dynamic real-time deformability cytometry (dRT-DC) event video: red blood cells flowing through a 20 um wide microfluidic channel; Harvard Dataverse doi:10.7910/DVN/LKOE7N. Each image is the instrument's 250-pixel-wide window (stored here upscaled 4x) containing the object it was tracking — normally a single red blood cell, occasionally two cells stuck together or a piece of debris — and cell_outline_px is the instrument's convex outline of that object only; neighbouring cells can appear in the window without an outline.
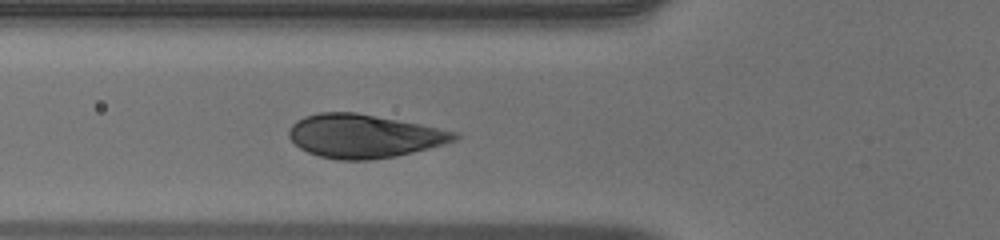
{"species": "human", "species_latin": "Homo sapiens", "temperature_condition": "warm", "stored_images_in_passage": 37, "camera_frame_rate_fps": 3000, "um_per_image_px": 0.085, "donor": {"sex": "male"}, "frame": {"image": 1, "passage_image": 11, "time_ms": 3.333, "image_size_px": [1000, 240], "cell_outline_px": [[460, 136], [456, 140], [444, 144], [396, 156], [368, 160], [336, 160], [320, 156], [308, 152], [300, 148], [288, 136], [288, 128], [296, 120], [304, 116], [320, 112], [356, 112], [420, 124], [456, 132]], "centroid_in_image_um": [30.89, 11.56], "position_along_channel_um": 94.9, "area_um2": 41.85}}
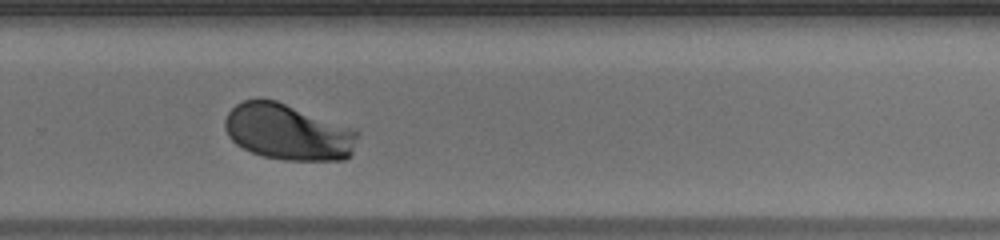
{"frame": {"image": 2, "passage_image": 27, "time_ms": 8.667, "image_size_px": [1000, 240], "cell_outline_px": [[360, 132], [352, 152], [344, 160], [284, 160], [264, 156], [252, 152], [236, 144], [228, 136], [224, 128], [224, 120], [228, 112], [236, 104], [244, 100], [256, 96], [276, 100]], "centroid_in_image_um": [24.42, 11.21], "position_along_channel_um": 305.4, "area_um2": 43.23}}
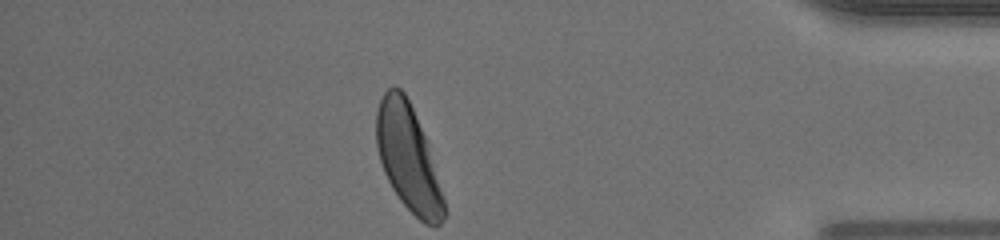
{"frame": {"image": 3, "passage_image": 37, "time_ms": 12.0, "image_size_px": [1000, 240], "cell_outline_px": [[448, 212], [440, 224], [424, 224], [400, 200], [392, 188], [384, 172], [380, 160], [376, 144], [376, 112], [380, 100], [384, 92], [392, 84], [400, 88], [404, 92], [412, 108], [428, 144]], "centroid_in_image_um": [34.69, 13.42], "position_along_channel_um": 400.5, "area_um2": 41.5}, "authors_computed_cell_mechanics": {"area_um2": 43.061, "velocity_mm_per_s": 3.9507, "shape_relaxation_time_tau1_ms": 1.8326, "shape_relaxation_time_tau2_ms": null, "deformation_change_tau1": 0.1414, "deformation_change_tau2": null}}